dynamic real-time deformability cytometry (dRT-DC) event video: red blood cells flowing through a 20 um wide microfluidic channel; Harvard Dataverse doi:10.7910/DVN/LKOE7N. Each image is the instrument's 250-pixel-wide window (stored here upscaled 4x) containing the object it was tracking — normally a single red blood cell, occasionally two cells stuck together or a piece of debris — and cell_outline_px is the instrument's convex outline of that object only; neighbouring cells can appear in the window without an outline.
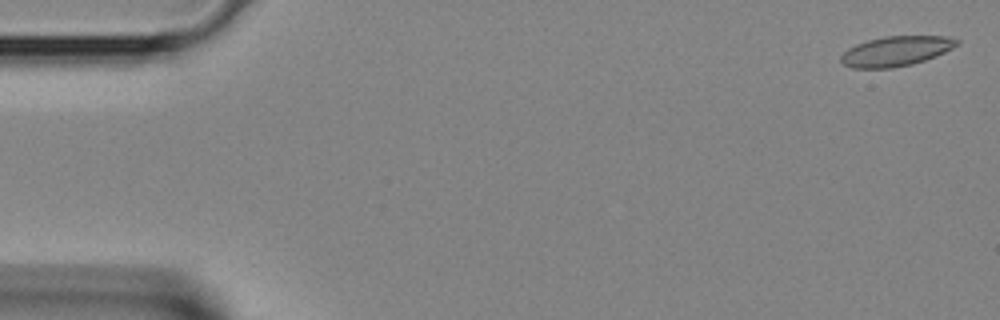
{"species": "Egyptian fruit bat (a non-hibernating species)", "species_latin": "Rousettus aegyptiacus", "temperature_condition": "room temperature", "stored_images_in_passage": 14, "camera_frame_rate_fps": 3000, "um_per_image_px": 0.085, "animal": {"sex": "female"}, "frame": {"image": 1, "passage_image": 1, "time_ms": 0.0, "image_size_px": [1000, 320], "cell_outline_px": [[960, 44], [936, 56], [912, 64], [892, 68], [852, 68], [844, 64], [840, 60], [840, 56], [848, 48], [856, 44], [868, 40], [884, 36], [948, 36], [960, 40]], "centroid_in_image_um": [76.17, 4.34], "position_along_channel_um": 8.8, "area_um2": 20.23}}
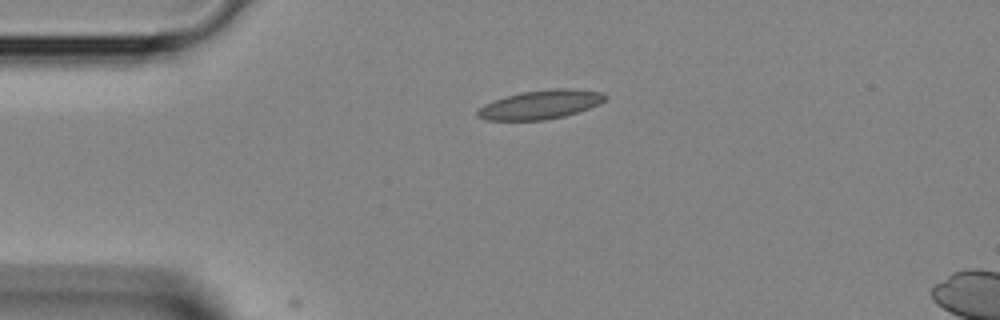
{"frame": {"image": 2, "passage_image": 9, "time_ms": 2.667, "image_size_px": [1000, 320], "cell_outline_px": [[608, 96], [600, 104], [564, 116], [544, 120], [484, 120], [476, 116], [476, 112], [484, 104], [492, 100], [520, 92], [552, 88], [568, 88], [604, 92]], "centroid_in_image_um": [45.93, 8.88], "position_along_channel_um": 39.1, "area_um2": 21.62}}
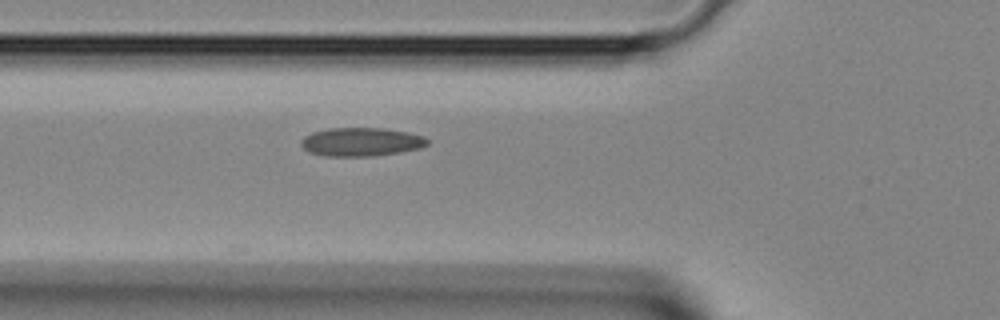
{"frame": {"image": 3, "passage_image": 14, "time_ms": 4.333, "image_size_px": [1000, 320], "cell_outline_px": [[428, 144], [420, 148], [400, 152], [372, 156], [324, 156], [308, 152], [300, 144], [300, 140], [304, 136], [312, 132], [328, 128], [380, 128], [408, 132], [424, 136], [428, 140]], "centroid_in_image_um": [30.67, 12.06], "position_along_channel_um": 95.1, "area_um2": 21.1}}